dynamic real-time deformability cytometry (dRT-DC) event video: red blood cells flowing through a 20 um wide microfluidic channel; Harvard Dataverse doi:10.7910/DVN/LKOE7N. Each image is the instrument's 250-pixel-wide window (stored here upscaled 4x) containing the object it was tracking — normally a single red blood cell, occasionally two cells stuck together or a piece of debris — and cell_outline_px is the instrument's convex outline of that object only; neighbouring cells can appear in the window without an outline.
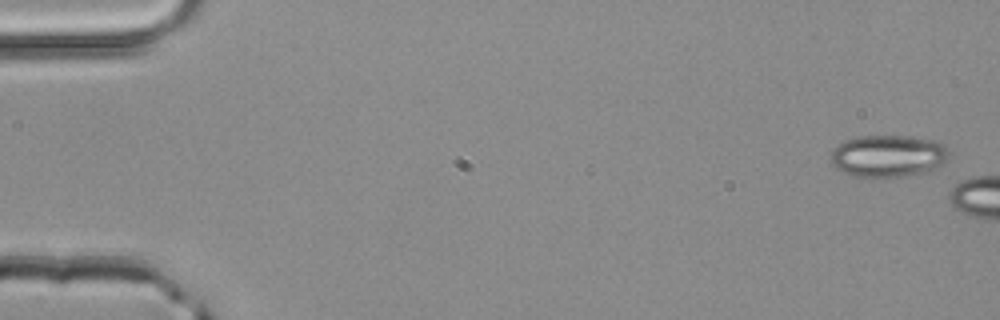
{"species": "common noctule bat (a hibernating species)", "species_latin": "Nyctalus noctula", "temperature_condition": "room temperature", "stored_images_in_passage": 5, "camera_frame_rate_fps": 3000, "um_per_image_px": 0.085, "animal": {"sex": "male", "body_mass_g": 20.4}, "frame": {"image": 1, "passage_image": 1, "time_ms": 0.0, "image_size_px": [1000, 320], "cell_outline_px": [[952, 152], [948, 160], [928, 172], [904, 176], [856, 176], [844, 172], [836, 168], [832, 164], [832, 148], [836, 144], [844, 140], [860, 136], [908, 136], [932, 140], [944, 144]], "centroid_in_image_um": [75.53, 13.24], "position_along_channel_um": 9.5, "area_um2": 29.07}}